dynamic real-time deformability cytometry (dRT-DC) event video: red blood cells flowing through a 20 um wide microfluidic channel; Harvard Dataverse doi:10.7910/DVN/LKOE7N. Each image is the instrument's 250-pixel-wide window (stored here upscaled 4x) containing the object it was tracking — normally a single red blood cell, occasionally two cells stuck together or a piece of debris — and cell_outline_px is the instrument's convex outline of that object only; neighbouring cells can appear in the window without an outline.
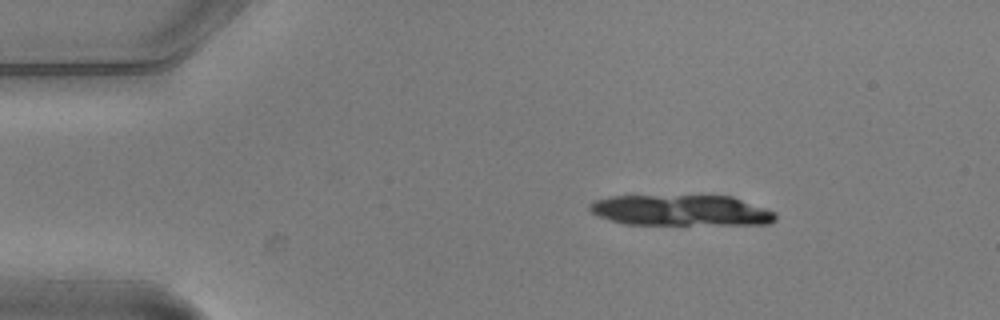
{"species": "common noctule bat (a hibernating species)", "species_latin": "Nyctalus noctula", "temperature_condition": "warm", "stored_images_in_passage": 3, "camera_frame_rate_fps": 3000, "um_per_image_px": 0.085, "animal": {"sex": "male", "body_mass_g": 20.5, "forearm_length_mm": 52.5}, "frame": {"image": 1, "passage_image": 2, "time_ms": 0.333, "image_size_px": [1000, 320], "cell_outline_px": [[776, 220], [772, 224], [624, 224], [608, 220], [596, 216], [588, 208], [588, 204], [592, 200], [608, 196], [732, 196], [776, 212]], "centroid_in_image_um": [57.84, 17.88], "position_along_channel_um": 27.2, "area_um2": 33.58}}